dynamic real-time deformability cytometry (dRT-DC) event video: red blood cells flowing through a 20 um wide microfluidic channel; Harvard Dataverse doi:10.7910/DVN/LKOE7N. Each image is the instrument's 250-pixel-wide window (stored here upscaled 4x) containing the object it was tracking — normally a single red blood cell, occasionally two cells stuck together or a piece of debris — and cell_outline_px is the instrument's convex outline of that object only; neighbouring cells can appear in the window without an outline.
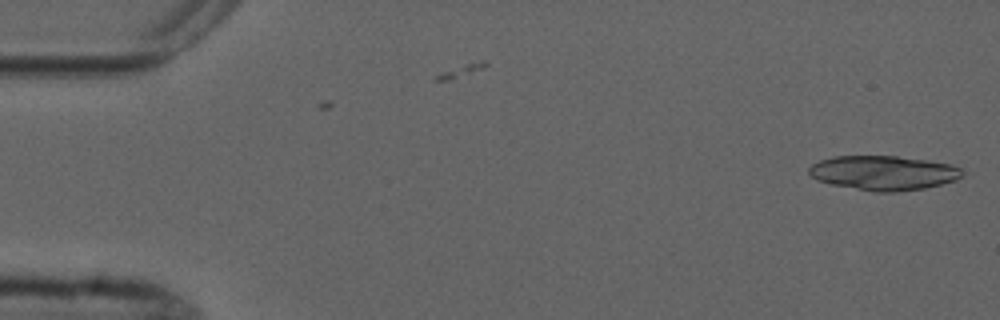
{"species": "common noctule bat (a hibernating species)", "species_latin": "Nyctalus noctula", "temperature_condition": "cold", "stored_images_in_passage": 2, "camera_frame_rate_fps": 3000, "um_per_image_px": 0.085, "animal": {"sex": "male", "forearm_length_mm": 52.5}, "frame": {"image": 1, "passage_image": 2, "time_ms": 1.333, "image_size_px": [1000, 320], "cell_outline_px": [[972, 172], [956, 180], [924, 188], [896, 192], [876, 192], [832, 184], [816, 180], [808, 172], [808, 168], [812, 164], [820, 160], [836, 156], [896, 156], [928, 160], [948, 164]], "centroid_in_image_um": [75.15, 14.69], "position_along_channel_um": 9.8, "area_um2": 30.92}}